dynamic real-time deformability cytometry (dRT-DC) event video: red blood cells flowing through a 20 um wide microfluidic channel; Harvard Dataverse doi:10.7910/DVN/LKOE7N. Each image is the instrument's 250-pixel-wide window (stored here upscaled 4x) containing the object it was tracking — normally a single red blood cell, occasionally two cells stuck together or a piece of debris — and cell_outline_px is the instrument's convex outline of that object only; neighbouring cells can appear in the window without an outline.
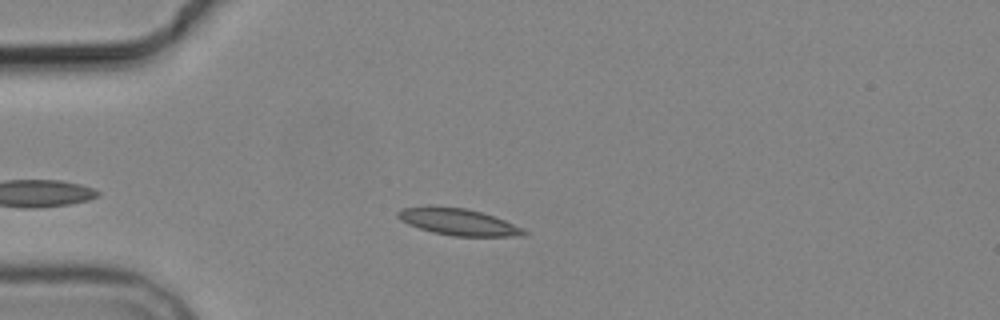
{"species": "common noctule bat (a hibernating species)", "species_latin": "Nyctalus noctula", "temperature_condition": "cold", "stored_images_in_passage": 4, "camera_frame_rate_fps": 3000, "um_per_image_px": 0.085, "animal": {"sex": "male", "body_mass_g": 19.2, "forearm_length_mm": 51.8}, "frame": {"image": 1, "passage_image": 3, "time_ms": 2.333, "image_size_px": [1000, 320], "cell_outline_px": [[528, 232], [524, 236], [452, 236], [432, 232], [408, 224], [400, 220], [396, 216], [396, 212], [400, 208], [428, 204], [464, 208], [480, 212], [504, 220], [524, 228]], "centroid_in_image_um": [38.88, 18.84], "position_along_channel_um": 46.1, "area_um2": 19.94}}